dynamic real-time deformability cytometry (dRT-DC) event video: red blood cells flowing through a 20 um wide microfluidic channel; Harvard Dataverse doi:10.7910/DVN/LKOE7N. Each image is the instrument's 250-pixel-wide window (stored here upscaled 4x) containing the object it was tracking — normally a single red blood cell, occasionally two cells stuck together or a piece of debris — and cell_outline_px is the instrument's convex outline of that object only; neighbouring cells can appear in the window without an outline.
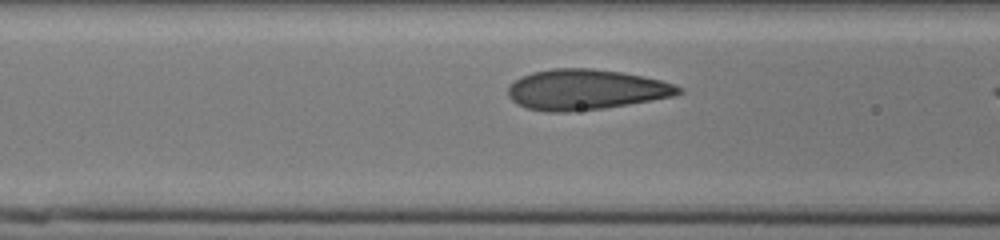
{"species": "human", "species_latin": "Homo sapiens", "temperature_condition": "cold", "stored_images_in_passage": 12, "camera_frame_rate_fps": 3000, "um_per_image_px": 0.085, "donor": {"sex": "male"}, "frame": {"image": 1, "passage_image": 10, "time_ms": 3.0, "image_size_px": [1000, 240], "cell_outline_px": [[684, 92], [672, 96], [604, 108], [564, 112], [548, 112], [524, 108], [516, 104], [508, 96], [508, 88], [520, 76], [532, 72], [552, 68], [592, 68], [620, 72], [644, 76], [676, 84], [684, 88]], "centroid_in_image_um": [49.78, 7.61], "position_along_channel_um": 116.8, "area_um2": 40.23}}